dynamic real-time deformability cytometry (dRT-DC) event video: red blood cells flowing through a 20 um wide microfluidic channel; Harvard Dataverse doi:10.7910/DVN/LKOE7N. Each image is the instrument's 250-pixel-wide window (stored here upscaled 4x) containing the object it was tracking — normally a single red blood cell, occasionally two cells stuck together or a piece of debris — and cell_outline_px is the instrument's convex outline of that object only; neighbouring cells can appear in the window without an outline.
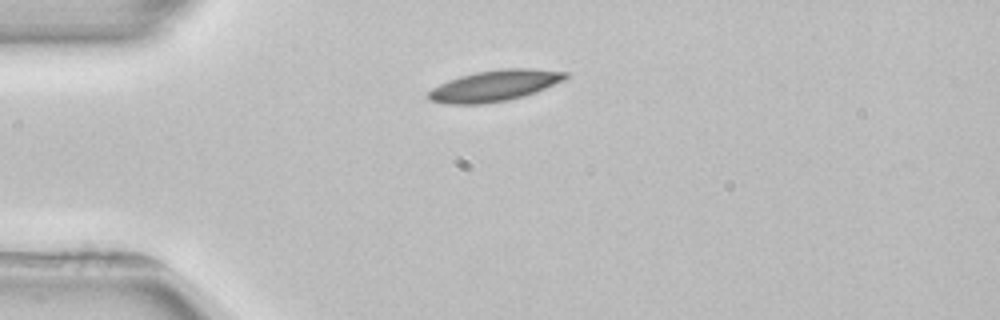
{"species": "common noctule bat (a hibernating species)", "species_latin": "Nyctalus noctula", "temperature_condition": "room temperature", "stored_images_in_passage": 2, "camera_frame_rate_fps": 3000, "um_per_image_px": 0.085, "animal": {"sex": "female", "body_mass_g": 22.7, "forearm_length_mm": 54.2}, "frame": {"image": 1, "passage_image": 1, "time_ms": 0.0, "image_size_px": [1000, 320], "cell_outline_px": [[568, 76], [564, 80], [536, 92], [524, 96], [508, 100], [484, 104], [448, 104], [432, 100], [428, 96], [428, 92], [432, 88], [448, 80], [460, 76], [476, 72], [500, 68], [528, 68], [568, 72]], "centroid_in_image_um": [42.06, 7.28], "position_along_channel_um": 42.9, "area_um2": 24.74}}